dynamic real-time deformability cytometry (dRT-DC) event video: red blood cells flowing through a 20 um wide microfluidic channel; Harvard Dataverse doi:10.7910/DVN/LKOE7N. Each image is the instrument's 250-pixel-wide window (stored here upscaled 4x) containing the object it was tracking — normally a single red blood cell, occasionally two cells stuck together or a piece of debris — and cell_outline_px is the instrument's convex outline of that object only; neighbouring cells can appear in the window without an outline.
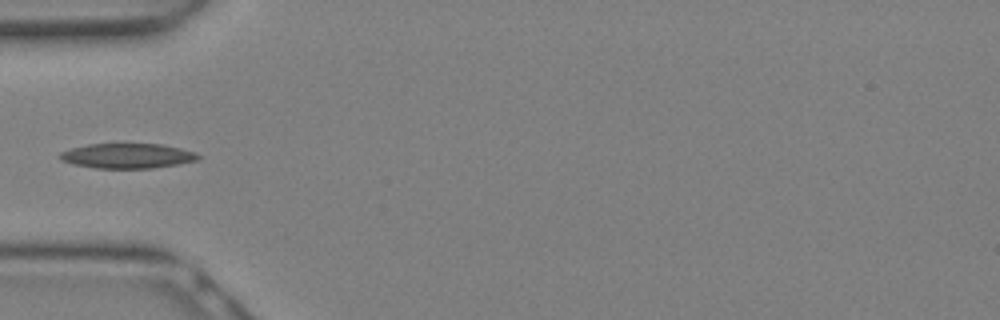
{"species": "Egyptian fruit bat (a non-hibernating species)", "species_latin": "Rousettus aegyptiacus", "temperature_condition": "warm", "stored_images_in_passage": 10, "camera_frame_rate_fps": 3000, "um_per_image_px": 0.085, "animal": {"sex": "female"}, "frame": {"image": 1, "passage_image": 9, "time_ms": 2.667, "image_size_px": [1000, 320], "cell_outline_px": [[200, 156], [196, 160], [176, 164], [152, 168], [96, 168], [72, 164], [60, 160], [60, 152], [72, 148], [88, 144], [160, 144], [180, 148], [196, 152]], "centroid_in_image_um": [10.8, 13.25], "position_along_channel_um": 74.2, "area_um2": 19.88}}